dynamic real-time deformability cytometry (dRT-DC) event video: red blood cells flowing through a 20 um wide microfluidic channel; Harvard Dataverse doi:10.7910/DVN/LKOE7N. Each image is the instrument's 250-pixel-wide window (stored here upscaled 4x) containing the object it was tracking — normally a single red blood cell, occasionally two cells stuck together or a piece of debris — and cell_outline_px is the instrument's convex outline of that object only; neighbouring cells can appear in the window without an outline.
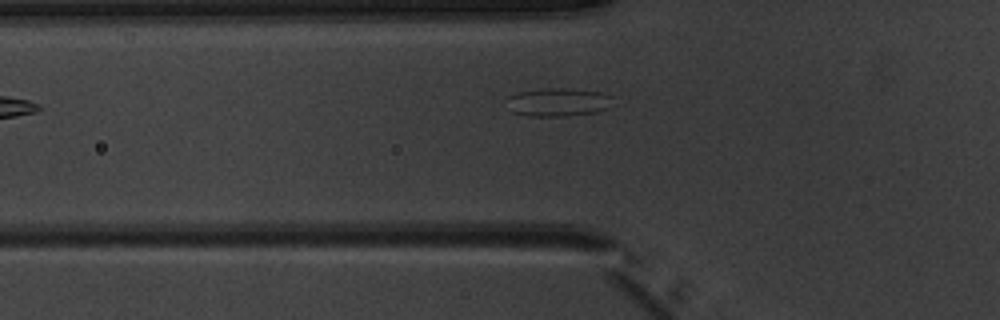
{"species": "common noctule bat (a hibernating species)", "species_latin": "Nyctalus noctula", "temperature_condition": "warm", "stored_images_in_passage": 5, "camera_frame_rate_fps": 3000, "um_per_image_px": 0.085, "animal": {"sex": "male", "body_mass_g": 20.1, "forearm_length_mm": 53.5}, "frame": {"image": 1, "passage_image": 4, "time_ms": 3.333, "image_size_px": [1000, 320], "cell_outline_px": [[612, 108], [596, 112], [564, 116], [528, 116], [512, 112], [508, 96], [516, 92], [548, 88], [564, 88], [604, 92], [612, 96]], "centroid_in_image_um": [47.51, 8.68], "position_along_channel_um": 78.3, "area_um2": 17.57}}
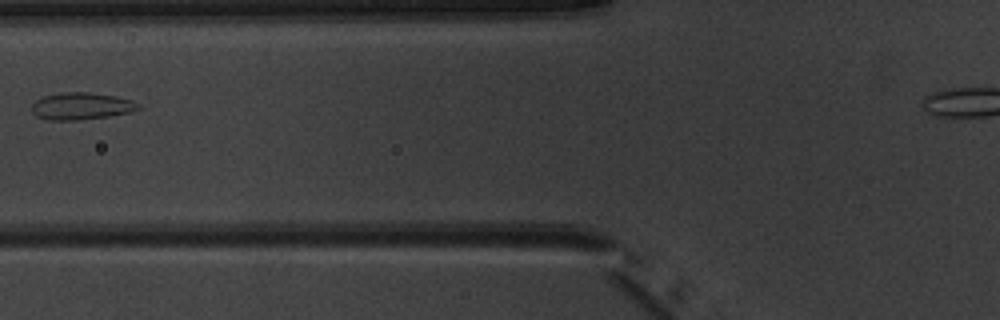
{"frame": {"image": 2, "passage_image": 5, "time_ms": 4.333, "image_size_px": [1000, 320], "cell_outline_px": [[140, 108], [132, 112], [108, 116], [76, 120], [48, 120], [36, 116], [32, 112], [32, 104], [36, 100], [44, 96], [60, 92], [88, 92], [116, 96], [132, 100], [140, 104]], "centroid_in_image_um": [6.91, 9.01], "position_along_channel_um": 118.9, "area_um2": 16.88}}